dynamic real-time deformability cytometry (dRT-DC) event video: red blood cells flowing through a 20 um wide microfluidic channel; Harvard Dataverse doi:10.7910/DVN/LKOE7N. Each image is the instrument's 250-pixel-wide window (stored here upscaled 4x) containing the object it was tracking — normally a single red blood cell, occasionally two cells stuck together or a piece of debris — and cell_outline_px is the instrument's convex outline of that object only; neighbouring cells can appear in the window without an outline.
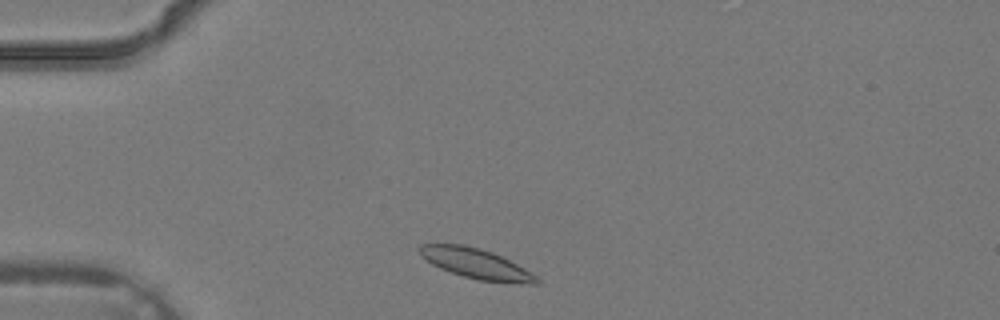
{"species": "common noctule bat (a hibernating species)", "species_latin": "Nyctalus noctula", "temperature_condition": "warm", "stored_images_in_passage": 1, "camera_frame_rate_fps": 3000, "um_per_image_px": 0.085, "animal": {"sex": "male", "body_mass_g": 19.2, "forearm_length_mm": 51.8}, "frame": {"image": 1, "passage_image": 1, "time_ms": 0.0, "image_size_px": [1000, 320], "cell_outline_px": [[540, 280], [536, 284], [528, 284], [480, 280], [464, 276], [440, 268], [432, 264], [420, 256], [416, 248], [420, 244], [464, 244], [480, 248], [492, 252], [532, 272]], "centroid_in_image_um": [40.42, 22.39], "position_along_channel_um": 44.6, "area_um2": 20.4}}